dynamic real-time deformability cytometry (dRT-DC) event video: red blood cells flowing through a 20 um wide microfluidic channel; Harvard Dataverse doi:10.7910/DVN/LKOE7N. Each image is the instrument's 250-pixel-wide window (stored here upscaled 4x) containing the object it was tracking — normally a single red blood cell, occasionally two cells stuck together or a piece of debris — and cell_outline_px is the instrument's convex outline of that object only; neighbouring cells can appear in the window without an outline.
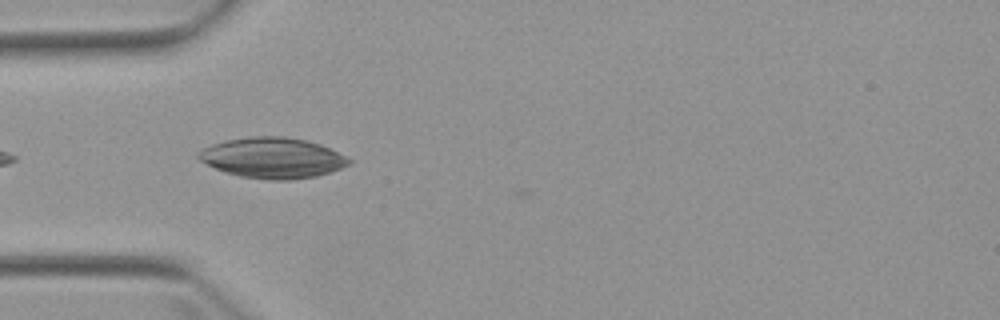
{"species": "Egyptian fruit bat (a non-hibernating species)", "species_latin": "Rousettus aegyptiacus", "temperature_condition": "warm", "stored_images_in_passage": 5, "camera_frame_rate_fps": 3000, "um_per_image_px": 0.085, "animal": {"sex": "female"}, "frame": {"image": 1, "passage_image": 4, "time_ms": 3.667, "image_size_px": [1000, 320], "cell_outline_px": [[352, 164], [316, 176], [292, 180], [268, 180], [240, 176], [224, 172], [200, 160], [196, 156], [196, 152], [212, 144], [228, 140], [248, 136], [284, 136], [308, 140], [320, 144], [352, 160]], "centroid_in_image_um": [23.16, 13.41], "position_along_channel_um": 61.8, "area_um2": 35.55}}
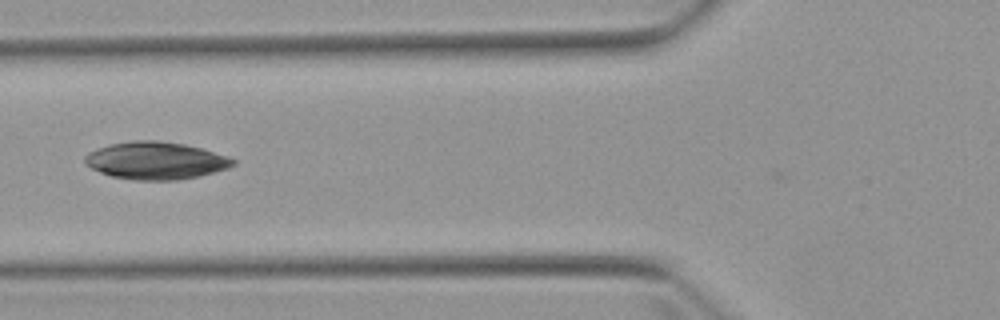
{"frame": {"image": 2, "passage_image": 5, "time_ms": 5.0, "image_size_px": [1000, 320], "cell_outline_px": [[236, 164], [228, 168], [200, 176], [176, 180], [132, 180], [112, 176], [100, 172], [84, 164], [84, 156], [88, 152], [96, 148], [108, 144], [132, 140], [156, 140], [184, 144], [200, 148], [228, 156], [236, 160]], "centroid_in_image_um": [13.21, 13.65], "position_along_channel_um": 112.6, "area_um2": 32.54}}